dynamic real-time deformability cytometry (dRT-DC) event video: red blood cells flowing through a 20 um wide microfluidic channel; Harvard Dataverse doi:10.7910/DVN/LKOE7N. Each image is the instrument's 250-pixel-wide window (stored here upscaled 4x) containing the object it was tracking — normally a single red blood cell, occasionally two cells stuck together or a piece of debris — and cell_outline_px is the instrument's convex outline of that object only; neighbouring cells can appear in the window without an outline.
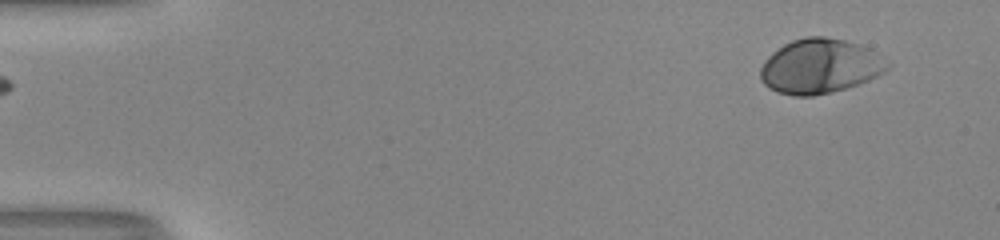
{"species": "human", "species_latin": "Homo sapiens", "temperature_condition": "room temperature", "stored_images_in_passage": 49, "camera_frame_rate_fps": 3000, "um_per_image_px": 0.085, "donor": {"sex": "male"}, "frame": {"image": 1, "passage_image": 1, "time_ms": 0.0, "image_size_px": [1000, 240], "cell_outline_px": [[888, 68], [884, 72], [868, 80], [832, 92], [812, 96], [796, 96], [776, 92], [764, 84], [760, 80], [760, 68], [764, 60], [772, 52], [784, 44], [792, 40], [804, 36], [824, 36], [844, 40], [868, 48], [876, 52], [888, 64]], "centroid_in_image_um": [69.64, 5.63], "position_along_channel_um": 15.4, "area_um2": 40.23}}
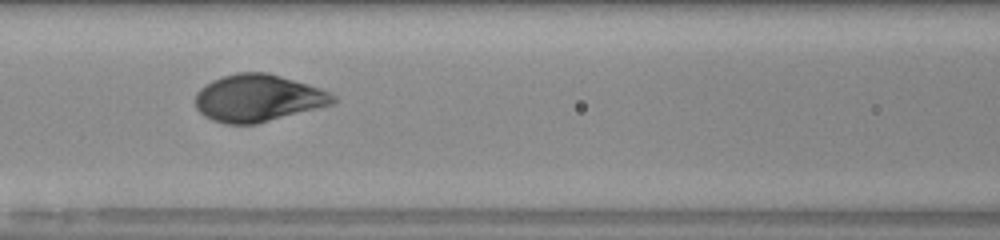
{"frame": {"image": 2, "passage_image": 21, "time_ms": 6.667, "image_size_px": [1000, 240], "cell_outline_px": [[336, 100], [332, 104], [256, 124], [224, 124], [212, 120], [204, 116], [196, 108], [196, 92], [200, 88], [212, 80], [220, 76], [236, 72], [268, 72], [308, 84], [320, 88], [336, 96]], "centroid_in_image_um": [21.89, 8.33], "position_along_channel_um": 144.7, "area_um2": 37.86}}
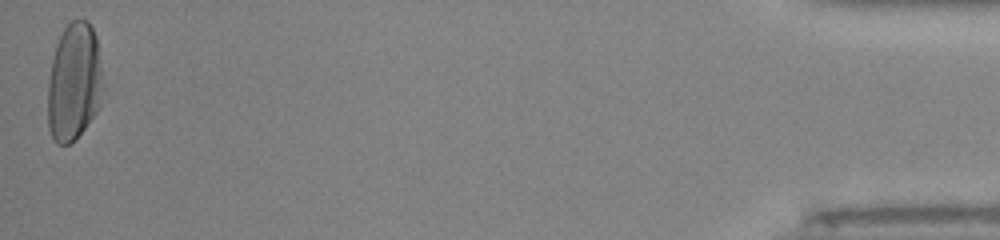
{"frame": {"image": 3, "passage_image": 49, "time_ms": 16.0, "image_size_px": [1000, 240], "cell_outline_px": [[100, 84], [96, 112], [84, 128], [68, 144], [56, 144], [48, 128], [48, 80], [52, 60], [56, 44], [64, 28], [72, 20], [88, 20], [96, 36], [100, 68]], "centroid_in_image_um": [6.24, 6.95], "position_along_channel_um": 429.0, "area_um2": 36.88}, "authors_computed_cell_mechanics": {"area_um2": 37.859, "velocity_mm_per_s": 4.0435, "shape_relaxation_time_tau1_ms": 2.638, "shape_relaxation_time_tau2_ms": null, "deformation_change_tau1": 0.1775, "deformation_change_tau2": null}}